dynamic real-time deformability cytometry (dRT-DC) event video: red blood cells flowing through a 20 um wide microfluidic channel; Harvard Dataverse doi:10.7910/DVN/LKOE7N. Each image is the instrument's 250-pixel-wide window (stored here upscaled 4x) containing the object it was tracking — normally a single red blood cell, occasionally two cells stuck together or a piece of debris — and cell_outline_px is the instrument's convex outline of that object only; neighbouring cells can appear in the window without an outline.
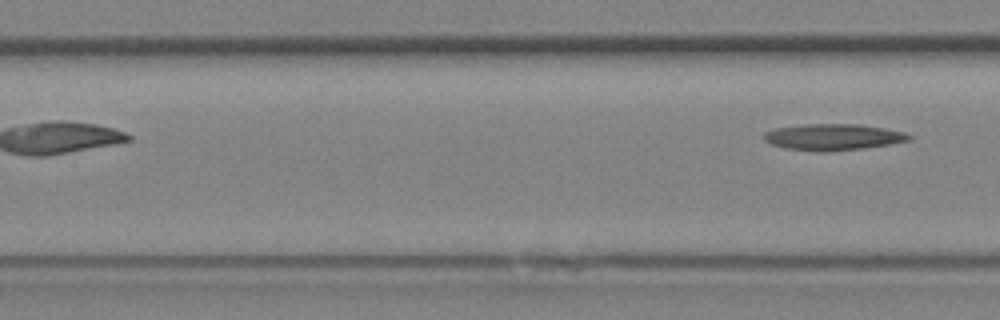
{"species": "Egyptian fruit bat (a non-hibernating species)", "species_latin": "Rousettus aegyptiacus", "temperature_condition": "room temperature", "stored_images_in_passage": 8, "segment_of_instrument_passage": [2, 2], "camera_frame_rate_fps": 3000, "um_per_image_px": 0.085, "animal": {"sex": "female"}, "frame": {"image": 1, "passage_image": 8, "time_ms": 2.333, "image_size_px": [1000, 320], "cell_outline_px": [[912, 140], [892, 144], [864, 148], [820, 152], [788, 148], [772, 144], [764, 140], [764, 132], [776, 128], [804, 124], [860, 124], [884, 128], [904, 132], [912, 136]], "centroid_in_image_um": [70.86, 11.64], "position_along_channel_um": 136.5, "area_um2": 22.2}}